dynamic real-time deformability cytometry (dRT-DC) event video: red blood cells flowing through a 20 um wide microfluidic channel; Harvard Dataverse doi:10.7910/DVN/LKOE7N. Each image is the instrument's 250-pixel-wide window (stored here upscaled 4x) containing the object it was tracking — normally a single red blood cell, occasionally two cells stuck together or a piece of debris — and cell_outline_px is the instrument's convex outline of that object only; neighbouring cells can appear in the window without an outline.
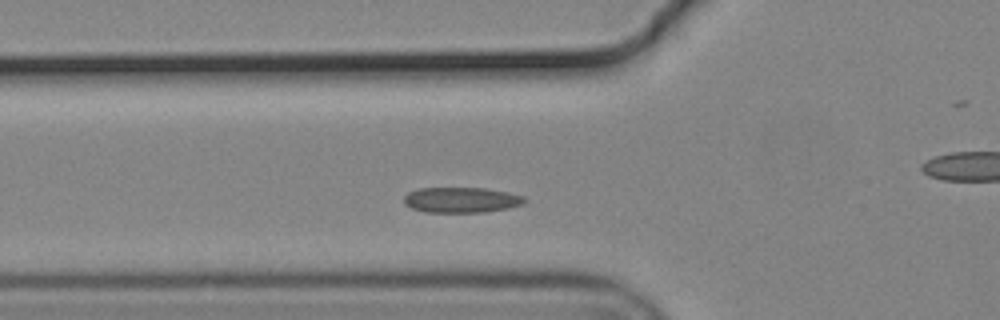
{"species": "common noctule bat (a hibernating species)", "species_latin": "Nyctalus noctula", "temperature_condition": "cold", "stored_images_in_passage": 20, "camera_frame_rate_fps": 3000, "um_per_image_px": 0.085, "animal": {"sex": "male", "body_mass_g": 19.2, "forearm_length_mm": 51.8}, "frame": {"image": 1, "passage_image": 9, "time_ms": 2.667, "image_size_px": [1000, 320], "cell_outline_px": [[528, 200], [524, 204], [508, 208], [484, 212], [424, 212], [412, 208], [404, 204], [404, 196], [408, 192], [420, 188], [484, 188], [508, 192], [524, 196]], "centroid_in_image_um": [39.23, 16.99], "position_along_channel_um": 86.6, "area_um2": 17.98}}
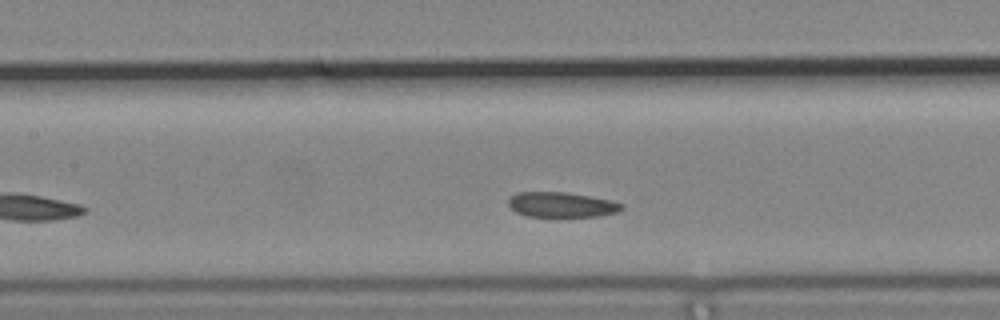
{"frame": {"image": 2, "passage_image": 15, "time_ms": 4.667, "image_size_px": [1000, 320], "cell_outline_px": [[624, 208], [616, 212], [596, 216], [528, 216], [516, 212], [508, 204], [508, 200], [516, 192], [564, 192], [612, 200], [624, 204]], "centroid_in_image_um": [47.73, 17.39], "position_along_channel_um": 159.7, "area_um2": 16.36}}
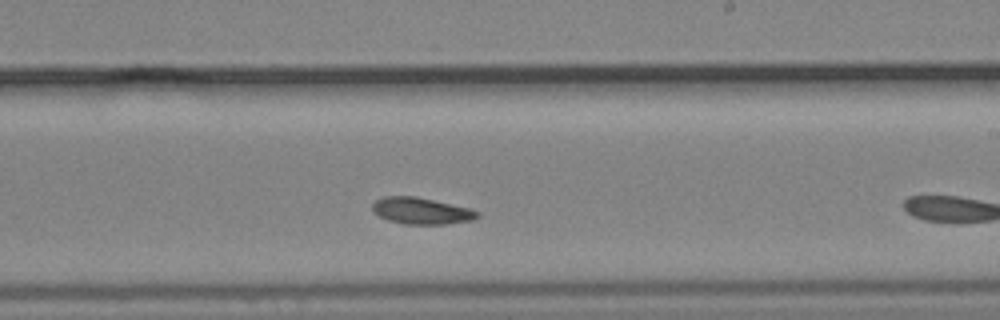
{"frame": {"image": 3, "passage_image": 19, "time_ms": 6.0, "image_size_px": [1000, 320], "cell_outline_px": [[480, 216], [472, 220], [448, 224], [404, 224], [388, 220], [380, 216], [372, 208], [372, 204], [376, 200], [384, 196], [416, 196], [468, 208], [480, 212]], "centroid_in_image_um": [35.82, 17.92], "position_along_channel_um": 253.2, "area_um2": 16.13}}